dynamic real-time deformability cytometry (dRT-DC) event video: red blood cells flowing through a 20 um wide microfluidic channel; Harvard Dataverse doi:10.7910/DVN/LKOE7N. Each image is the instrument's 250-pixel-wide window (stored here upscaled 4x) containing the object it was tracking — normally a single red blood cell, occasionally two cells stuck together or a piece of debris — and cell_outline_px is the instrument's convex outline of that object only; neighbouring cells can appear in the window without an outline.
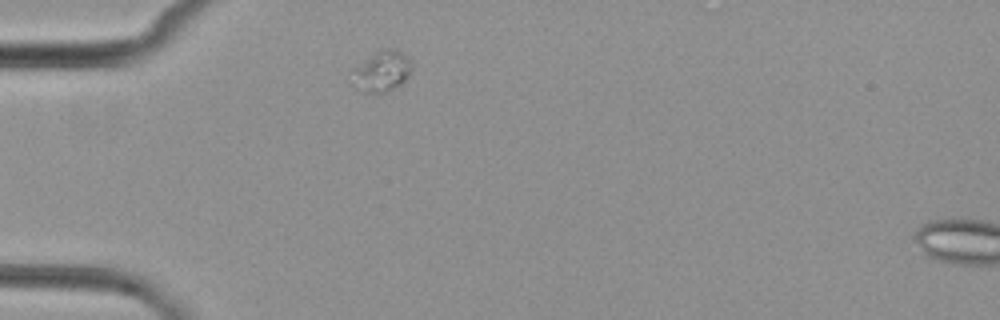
{"species": "common noctule bat (a hibernating species)", "species_latin": "Nyctalus noctula", "temperature_condition": "cold", "stored_images_in_passage": 2, "camera_frame_rate_fps": 3000, "um_per_image_px": 0.085, "animal": {"sex": "female", "body_mass_g": 29.2, "forearm_length_mm": 56.3}, "frame": {"image": 1, "passage_image": 1, "time_ms": 0.0, "image_size_px": [1000, 320], "cell_outline_px": [[412, 68], [404, 80], [400, 84], [380, 96], [364, 92], [352, 84], [348, 72], [348, 68], [376, 52], [384, 48], [392, 48], [400, 52], [412, 64]], "centroid_in_image_um": [32.32, 6.1], "position_along_channel_um": 52.7, "area_um2": 14.68}}